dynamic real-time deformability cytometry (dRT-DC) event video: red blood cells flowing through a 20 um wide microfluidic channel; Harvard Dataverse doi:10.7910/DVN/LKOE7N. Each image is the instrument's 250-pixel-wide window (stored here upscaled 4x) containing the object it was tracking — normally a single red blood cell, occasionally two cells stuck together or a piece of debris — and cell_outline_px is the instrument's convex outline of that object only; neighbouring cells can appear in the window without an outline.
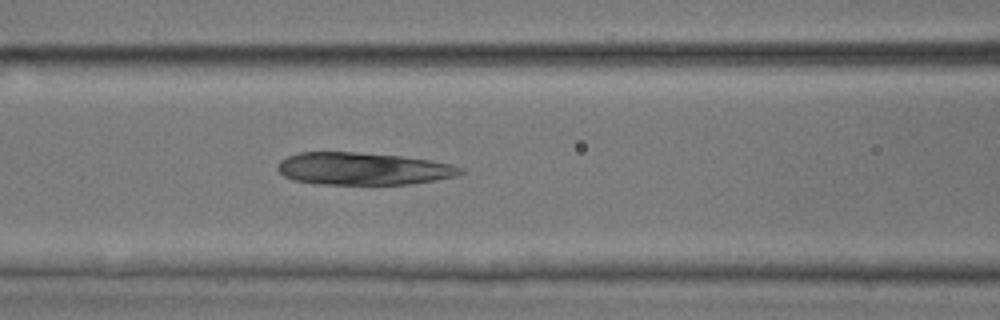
{"species": "common noctule bat (a hibernating species)", "species_latin": "Nyctalus noctula", "temperature_condition": "room temperature", "stored_images_in_passage": 46, "camera_frame_rate_fps": 3000, "um_per_image_px": 0.085, "animal": {"sex": "male", "body_mass_g": 17.9, "forearm_length_mm": 54.2}, "frame": {"image": 1, "passage_image": 19, "time_ms": 6.0, "image_size_px": [1000, 320], "cell_outline_px": [[464, 172], [456, 176], [436, 180], [412, 184], [316, 184], [292, 180], [284, 176], [276, 168], [280, 160], [288, 156], [300, 152], [356, 152], [404, 156], [452, 164], [464, 168]], "centroid_in_image_um": [30.86, 14.34], "position_along_channel_um": 135.7, "area_um2": 34.74}}
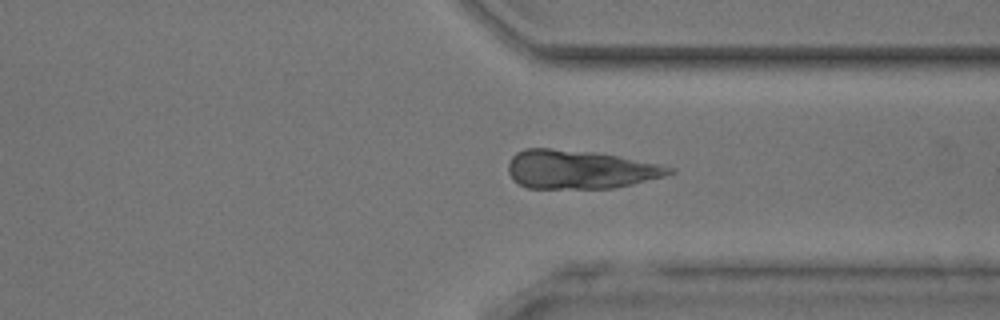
{"frame": {"image": 2, "passage_image": 34, "time_ms": 11.0, "image_size_px": [1000, 320], "cell_outline_px": [[676, 172], [664, 176], [632, 184], [612, 188], [528, 188], [512, 180], [508, 172], [508, 164], [512, 156], [516, 152], [524, 148], [552, 148], [596, 152], [676, 168]], "centroid_in_image_um": [49.24, 14.4], "position_along_channel_um": 362.2, "area_um2": 36.18}}
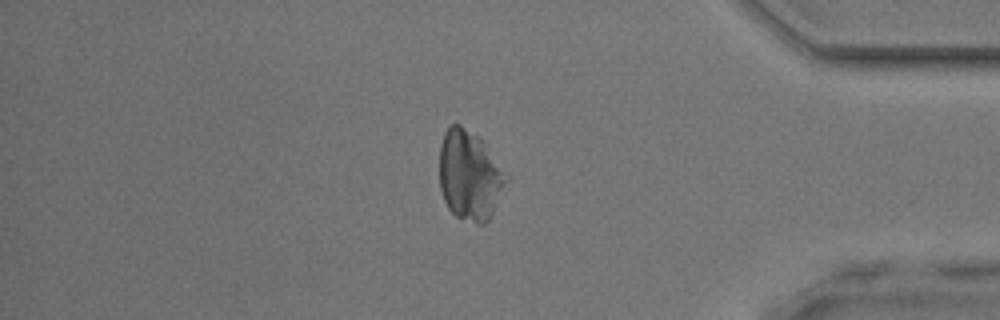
{"frame": {"image": 3, "passage_image": 38, "time_ms": 12.333, "image_size_px": [1000, 320], "cell_outline_px": [[508, 180], [488, 220], [484, 224], [480, 224], [456, 216], [448, 208], [444, 200], [440, 188], [440, 144], [444, 132], [452, 124], [460, 124], [476, 136], [484, 144]], "centroid_in_image_um": [39.87, 14.92], "position_along_channel_um": 395.3, "area_um2": 33.93}}